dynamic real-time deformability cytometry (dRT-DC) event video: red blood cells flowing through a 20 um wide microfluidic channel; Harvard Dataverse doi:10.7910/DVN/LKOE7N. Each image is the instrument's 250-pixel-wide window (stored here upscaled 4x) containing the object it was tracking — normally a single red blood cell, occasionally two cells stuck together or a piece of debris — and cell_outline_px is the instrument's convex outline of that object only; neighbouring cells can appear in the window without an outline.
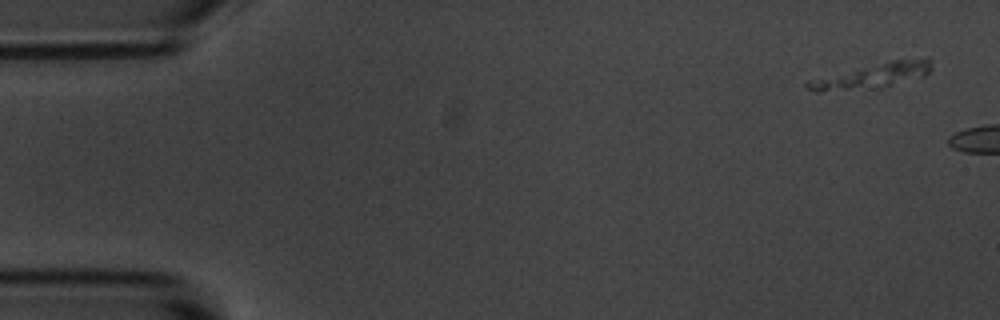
{"species": "common noctule bat (a hibernating species)", "species_latin": "Nyctalus noctula", "temperature_condition": "room temperature", "stored_images_in_passage": 6, "camera_frame_rate_fps": 3000, "um_per_image_px": 0.085, "animal": {"sex": "male", "body_mass_g": 20.1, "forearm_length_mm": 53.5}, "frame": {"image": 1, "passage_image": 1, "time_ms": 0.0, "image_size_px": [1000, 320], "cell_outline_px": [[932, 68], [924, 76], [880, 88], [820, 92], [816, 92], [808, 88], [804, 84], [808, 80], [892, 60], [932, 60]], "centroid_in_image_um": [74.1, 6.48], "position_along_channel_um": 10.9, "area_um2": 17.4}}